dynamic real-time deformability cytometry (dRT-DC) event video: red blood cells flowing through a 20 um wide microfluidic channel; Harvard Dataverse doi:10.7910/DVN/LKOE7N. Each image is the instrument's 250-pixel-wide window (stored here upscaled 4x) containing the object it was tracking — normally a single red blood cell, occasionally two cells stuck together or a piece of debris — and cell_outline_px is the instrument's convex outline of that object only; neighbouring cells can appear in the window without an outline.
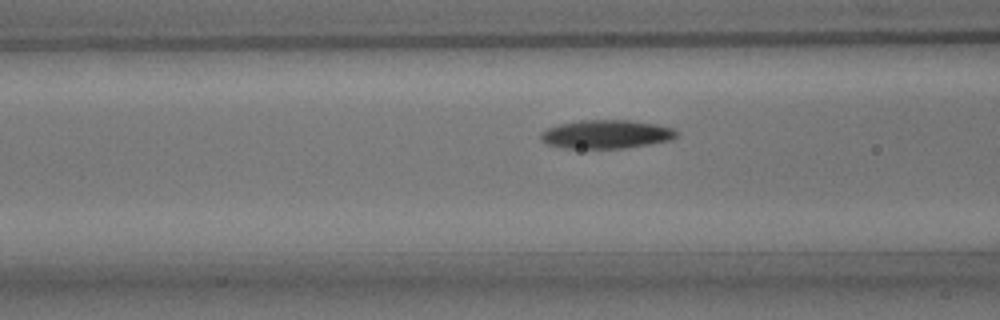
{"species": "common noctule bat (a hibernating species)", "species_latin": "Nyctalus noctula", "temperature_condition": "room temperature", "stored_images_in_passage": 8, "camera_frame_rate_fps": 3000, "um_per_image_px": 0.085, "animal": {"sex": "male", "body_mass_g": 15.6}, "frame": {"image": 1, "passage_image": 6, "time_ms": 1.667, "image_size_px": [1000, 320], "cell_outline_px": [[680, 132], [676, 136], [668, 140], [648, 144], [624, 148], [564, 148], [548, 144], [540, 140], [540, 132], [548, 128], [560, 124], [580, 120], [628, 120], [656, 124], [672, 128]], "centroid_in_image_um": [51.5, 11.4], "position_along_channel_um": 115.1, "area_um2": 22.48}}